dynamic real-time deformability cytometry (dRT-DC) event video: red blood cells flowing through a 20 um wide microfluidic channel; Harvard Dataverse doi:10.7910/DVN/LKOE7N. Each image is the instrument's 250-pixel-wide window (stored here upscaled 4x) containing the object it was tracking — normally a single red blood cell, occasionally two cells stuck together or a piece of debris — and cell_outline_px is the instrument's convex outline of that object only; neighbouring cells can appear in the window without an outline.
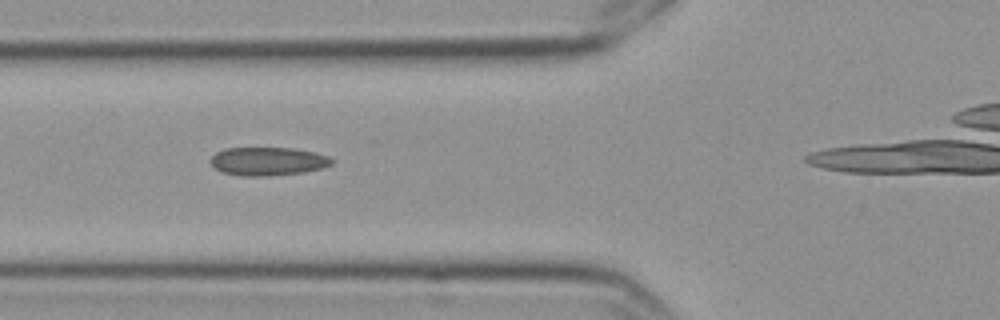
{"species": "Egyptian fruit bat (a non-hibernating species)", "species_latin": "Rousettus aegyptiacus", "temperature_condition": "cold", "stored_images_in_passage": 14, "camera_frame_rate_fps": 3000, "um_per_image_px": 0.085, "frame": {"image": 1, "passage_image": 3, "time_ms": 0.667, "image_size_px": [1000, 320], "cell_outline_px": [[336, 160], [332, 164], [324, 168], [304, 172], [264, 176], [240, 176], [224, 172], [216, 168], [212, 164], [212, 156], [216, 152], [224, 148], [296, 148], [316, 152], [328, 156]], "centroid_in_image_um": [22.84, 13.7], "position_along_channel_um": 103.0, "area_um2": 20.11}}
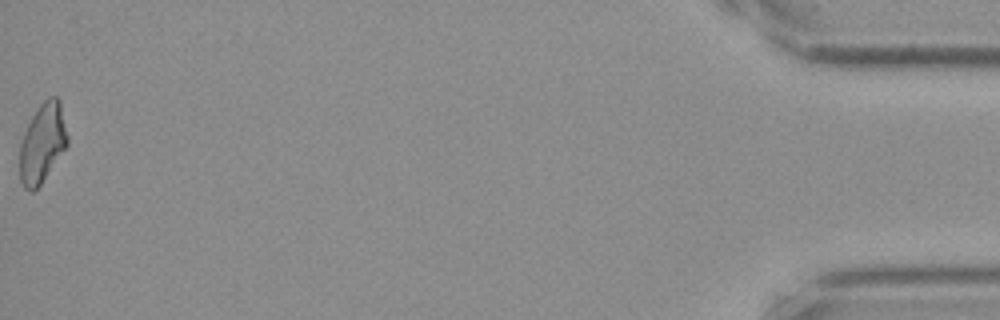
{"frame": {"image": 2, "passage_image": 14, "time_ms": 4.333, "image_size_px": [1000, 320], "cell_outline_px": [[68, 144], [40, 184], [32, 192], [28, 192], [24, 188], [20, 180], [20, 144], [24, 132], [32, 116], [40, 104], [48, 96], [56, 96], [60, 100], [68, 136]], "centroid_in_image_um": [3.6, 12.14], "position_along_channel_um": 431.6, "area_um2": 21.91}}